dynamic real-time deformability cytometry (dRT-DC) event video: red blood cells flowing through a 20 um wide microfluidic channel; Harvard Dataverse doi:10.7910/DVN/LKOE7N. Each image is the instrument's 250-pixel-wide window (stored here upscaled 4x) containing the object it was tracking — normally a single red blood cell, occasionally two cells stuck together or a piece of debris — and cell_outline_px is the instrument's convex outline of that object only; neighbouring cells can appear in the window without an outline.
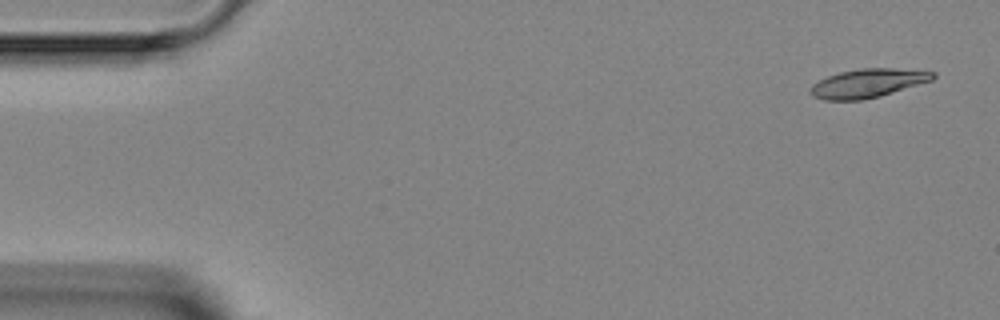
{"species": "Egyptian fruit bat (a non-hibernating species)", "species_latin": "Rousettus aegyptiacus", "temperature_condition": "room temperature", "stored_images_in_passage": 5, "camera_frame_rate_fps": 3000, "um_per_image_px": 0.085, "animal": {"sex": "female"}, "frame": {"image": 1, "passage_image": 1, "time_ms": 0.0, "image_size_px": [1000, 320], "cell_outline_px": [[936, 76], [932, 80], [880, 96], [860, 100], [824, 100], [812, 96], [808, 92], [812, 84], [828, 76], [840, 72], [860, 68], [892, 68], [936, 72]], "centroid_in_image_um": [73.73, 7.07], "position_along_channel_um": 11.3, "area_um2": 20.4}}
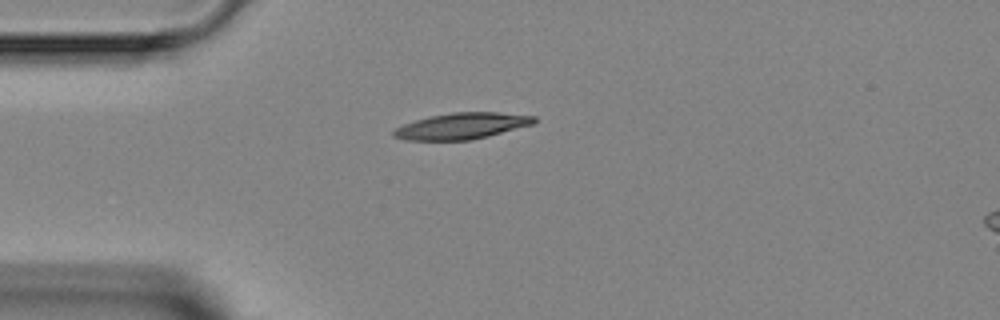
{"frame": {"image": 2, "passage_image": 4, "time_ms": 3.333, "image_size_px": [1000, 320], "cell_outline_px": [[536, 124], [472, 140], [404, 140], [392, 136], [392, 132], [396, 128], [404, 124], [428, 116], [452, 112], [496, 112], [536, 116]], "centroid_in_image_um": [39.27, 10.71], "position_along_channel_um": 45.7, "area_um2": 21.62}}